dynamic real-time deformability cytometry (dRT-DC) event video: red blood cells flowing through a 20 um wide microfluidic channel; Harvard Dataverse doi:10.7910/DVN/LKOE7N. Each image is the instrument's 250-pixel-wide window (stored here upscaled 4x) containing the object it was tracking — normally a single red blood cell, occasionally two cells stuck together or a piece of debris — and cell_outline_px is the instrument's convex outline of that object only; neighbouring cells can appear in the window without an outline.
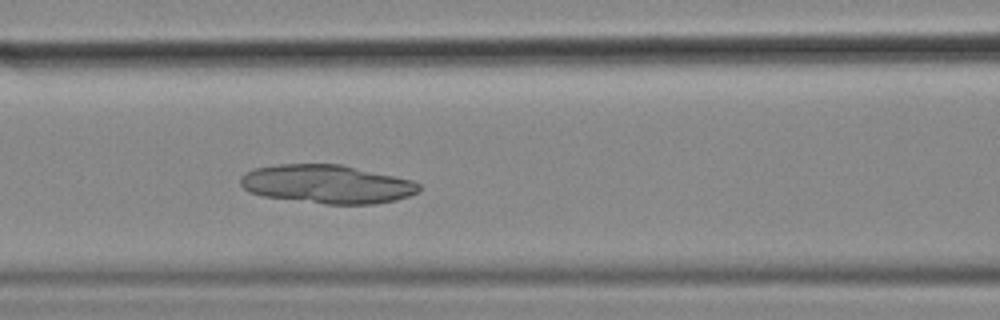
{"species": "common noctule bat (a hibernating species)", "species_latin": "Nyctalus noctula", "temperature_condition": "cold", "stored_images_in_passage": 55, "camera_frame_rate_fps": 3000, "um_per_image_px": 0.085, "animal": {"sex": "female", "body_mass_g": 18.4}, "frame": {"image": 1, "passage_image": 23, "time_ms": 7.333, "image_size_px": [1000, 320], "cell_outline_px": [[420, 188], [416, 192], [408, 196], [396, 200], [372, 204], [324, 204], [264, 196], [252, 192], [244, 188], [240, 184], [240, 176], [244, 172], [256, 168], [276, 164], [340, 164], [412, 180], [420, 184]], "centroid_in_image_um": [27.77, 15.65], "position_along_channel_um": 138.8, "area_um2": 39.94}}
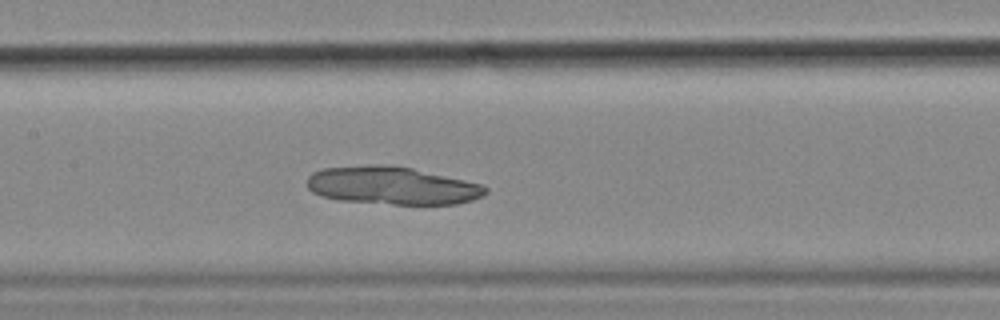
{"frame": {"image": 2, "passage_image": 26, "time_ms": 8.333, "image_size_px": [1000, 320], "cell_outline_px": [[488, 192], [484, 196], [472, 200], [456, 204], [392, 204], [340, 200], [320, 196], [312, 192], [308, 188], [308, 176], [312, 172], [324, 168], [376, 164], [384, 164], [412, 168], [464, 180], [480, 184], [488, 188]], "centroid_in_image_um": [33.32, 15.78], "position_along_channel_um": 174.1, "area_um2": 39.3}}
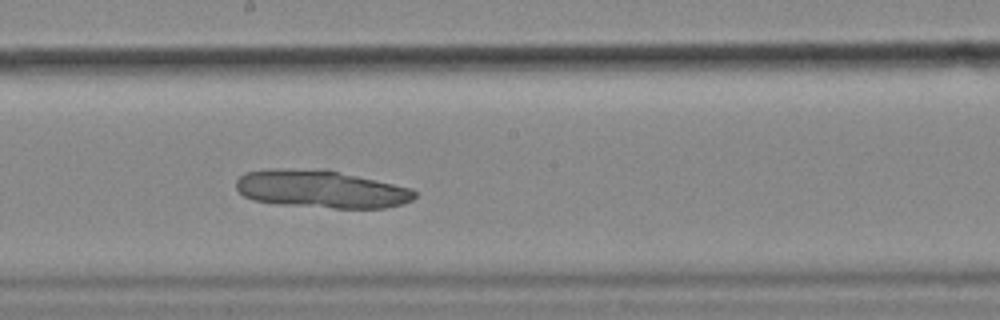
{"frame": {"image": 3, "passage_image": 30, "time_ms": 9.667, "image_size_px": [1000, 320], "cell_outline_px": [[416, 196], [412, 200], [404, 204], [384, 208], [332, 208], [276, 204], [252, 200], [244, 196], [236, 188], [236, 180], [244, 172], [268, 168], [328, 168], [412, 188], [416, 192]], "centroid_in_image_um": [27.29, 16.05], "position_along_channel_um": 220.9, "area_um2": 40.23}}